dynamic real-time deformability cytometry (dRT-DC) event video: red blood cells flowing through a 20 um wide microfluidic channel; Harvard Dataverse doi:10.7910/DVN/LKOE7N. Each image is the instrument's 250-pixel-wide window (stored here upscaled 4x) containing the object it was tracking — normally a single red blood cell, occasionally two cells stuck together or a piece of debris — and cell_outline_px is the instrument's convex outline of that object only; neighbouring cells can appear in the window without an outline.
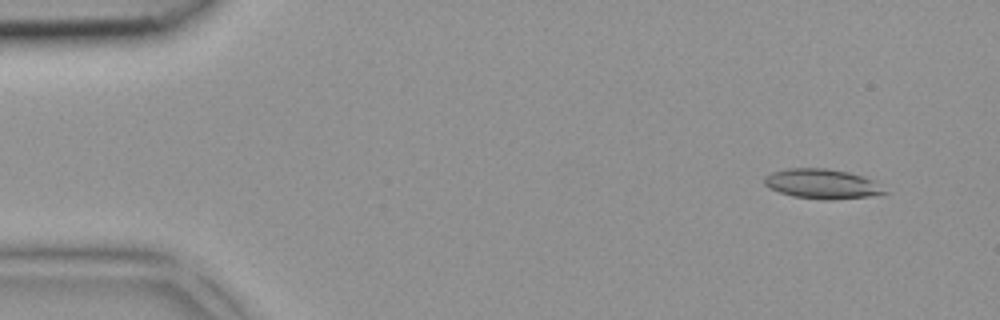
{"species": "common noctule bat (a hibernating species)", "species_latin": "Nyctalus noctula", "temperature_condition": "room temperature", "stored_images_in_passage": 4, "camera_frame_rate_fps": 3000, "um_per_image_px": 0.085, "animal": {"sex": "female", "body_mass_g": 18.4}, "frame": {"image": 1, "passage_image": 1, "time_ms": 0.0, "image_size_px": [1000, 320], "cell_outline_px": [[888, 192], [880, 196], [832, 200], [824, 200], [792, 196], [768, 188], [764, 184], [764, 176], [772, 172], [788, 168], [824, 168], [848, 172], [864, 176], [872, 180]], "centroid_in_image_um": [69.89, 15.64], "position_along_channel_um": 15.1, "area_um2": 21.1}}
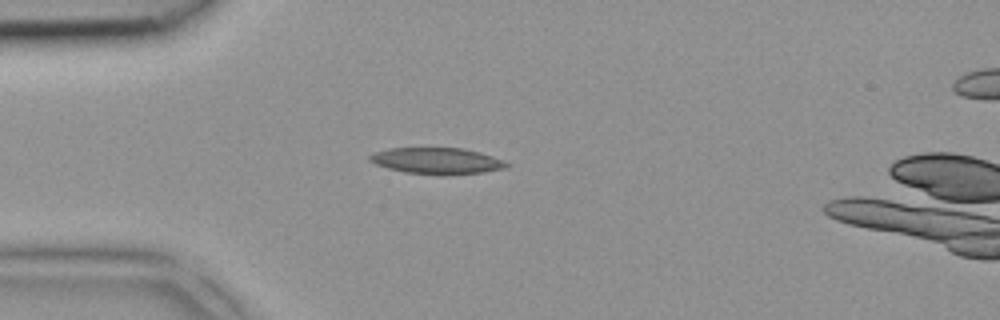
{"frame": {"image": 2, "passage_image": 3, "time_ms": 0.667, "image_size_px": [1000, 320], "cell_outline_px": [[512, 164], [508, 168], [484, 172], [444, 176], [440, 176], [404, 172], [388, 168], [376, 164], [368, 160], [368, 156], [376, 152], [388, 148], [464, 148], [480, 152], [504, 160]], "centroid_in_image_um": [37.19, 13.69], "position_along_channel_um": 47.8, "area_um2": 21.39}}